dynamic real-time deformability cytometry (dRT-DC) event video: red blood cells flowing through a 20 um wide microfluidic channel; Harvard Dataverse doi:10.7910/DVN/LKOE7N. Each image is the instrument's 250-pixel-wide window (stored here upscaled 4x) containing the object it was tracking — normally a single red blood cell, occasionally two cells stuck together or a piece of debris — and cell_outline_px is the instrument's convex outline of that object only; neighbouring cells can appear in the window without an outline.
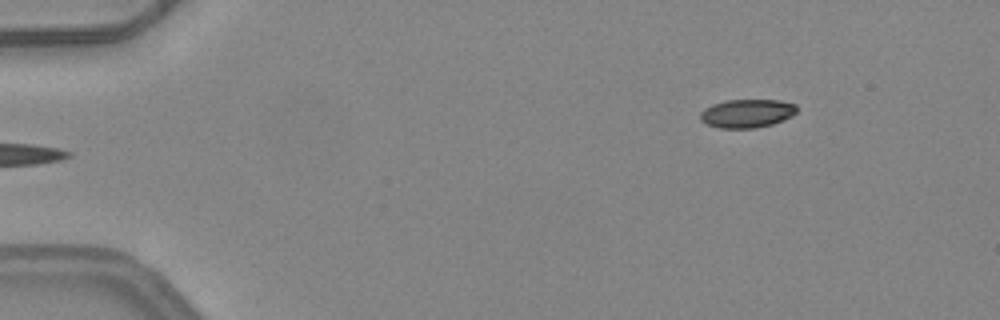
{"species": "common noctule bat (a hibernating species)", "species_latin": "Nyctalus noctula", "temperature_condition": "warm", "stored_images_in_passage": 6, "camera_frame_rate_fps": 3000, "um_per_image_px": 0.085, "animal": {"sex": "female", "body_mass_g": 24.6, "forearm_length_mm": 56.2}, "frame": {"image": 1, "passage_image": 6, "time_ms": 1.667, "image_size_px": [1000, 320], "cell_outline_px": [[796, 112], [792, 116], [784, 120], [772, 124], [756, 128], [720, 128], [704, 124], [700, 120], [700, 112], [704, 108], [712, 104], [724, 100], [780, 100], [796, 104]], "centroid_in_image_um": [63.46, 9.64], "position_along_channel_um": 21.5, "area_um2": 16.24}}